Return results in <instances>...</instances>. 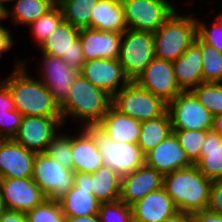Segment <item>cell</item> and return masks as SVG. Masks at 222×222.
I'll return each mask as SVG.
<instances>
[{
	"instance_id": "obj_51",
	"label": "cell",
	"mask_w": 222,
	"mask_h": 222,
	"mask_svg": "<svg viewBox=\"0 0 222 222\" xmlns=\"http://www.w3.org/2000/svg\"><path fill=\"white\" fill-rule=\"evenodd\" d=\"M5 20V7L0 4V21Z\"/></svg>"
},
{
	"instance_id": "obj_28",
	"label": "cell",
	"mask_w": 222,
	"mask_h": 222,
	"mask_svg": "<svg viewBox=\"0 0 222 222\" xmlns=\"http://www.w3.org/2000/svg\"><path fill=\"white\" fill-rule=\"evenodd\" d=\"M91 189L101 203L120 200L121 176L109 166L103 165L91 174Z\"/></svg>"
},
{
	"instance_id": "obj_13",
	"label": "cell",
	"mask_w": 222,
	"mask_h": 222,
	"mask_svg": "<svg viewBox=\"0 0 222 222\" xmlns=\"http://www.w3.org/2000/svg\"><path fill=\"white\" fill-rule=\"evenodd\" d=\"M63 125L62 117L23 116L13 140L35 153L46 152L51 140Z\"/></svg>"
},
{
	"instance_id": "obj_41",
	"label": "cell",
	"mask_w": 222,
	"mask_h": 222,
	"mask_svg": "<svg viewBox=\"0 0 222 222\" xmlns=\"http://www.w3.org/2000/svg\"><path fill=\"white\" fill-rule=\"evenodd\" d=\"M207 210L222 215V179L214 180L211 184Z\"/></svg>"
},
{
	"instance_id": "obj_1",
	"label": "cell",
	"mask_w": 222,
	"mask_h": 222,
	"mask_svg": "<svg viewBox=\"0 0 222 222\" xmlns=\"http://www.w3.org/2000/svg\"><path fill=\"white\" fill-rule=\"evenodd\" d=\"M26 62L19 61L2 82L9 88L16 110L23 116L62 117L60 106L40 80L29 76Z\"/></svg>"
},
{
	"instance_id": "obj_48",
	"label": "cell",
	"mask_w": 222,
	"mask_h": 222,
	"mask_svg": "<svg viewBox=\"0 0 222 222\" xmlns=\"http://www.w3.org/2000/svg\"><path fill=\"white\" fill-rule=\"evenodd\" d=\"M64 222H99L98 215L82 217H65Z\"/></svg>"
},
{
	"instance_id": "obj_14",
	"label": "cell",
	"mask_w": 222,
	"mask_h": 222,
	"mask_svg": "<svg viewBox=\"0 0 222 222\" xmlns=\"http://www.w3.org/2000/svg\"><path fill=\"white\" fill-rule=\"evenodd\" d=\"M0 190L7 210L26 213L47 199L32 177L2 178Z\"/></svg>"
},
{
	"instance_id": "obj_49",
	"label": "cell",
	"mask_w": 222,
	"mask_h": 222,
	"mask_svg": "<svg viewBox=\"0 0 222 222\" xmlns=\"http://www.w3.org/2000/svg\"><path fill=\"white\" fill-rule=\"evenodd\" d=\"M212 130L222 137V113L213 116Z\"/></svg>"
},
{
	"instance_id": "obj_50",
	"label": "cell",
	"mask_w": 222,
	"mask_h": 222,
	"mask_svg": "<svg viewBox=\"0 0 222 222\" xmlns=\"http://www.w3.org/2000/svg\"><path fill=\"white\" fill-rule=\"evenodd\" d=\"M6 207L0 190V216L5 212Z\"/></svg>"
},
{
	"instance_id": "obj_44",
	"label": "cell",
	"mask_w": 222,
	"mask_h": 222,
	"mask_svg": "<svg viewBox=\"0 0 222 222\" xmlns=\"http://www.w3.org/2000/svg\"><path fill=\"white\" fill-rule=\"evenodd\" d=\"M14 43L10 30L0 25V58L2 57V53L12 48Z\"/></svg>"
},
{
	"instance_id": "obj_19",
	"label": "cell",
	"mask_w": 222,
	"mask_h": 222,
	"mask_svg": "<svg viewBox=\"0 0 222 222\" xmlns=\"http://www.w3.org/2000/svg\"><path fill=\"white\" fill-rule=\"evenodd\" d=\"M145 164L163 175L194 165L173 132L145 154Z\"/></svg>"
},
{
	"instance_id": "obj_29",
	"label": "cell",
	"mask_w": 222,
	"mask_h": 222,
	"mask_svg": "<svg viewBox=\"0 0 222 222\" xmlns=\"http://www.w3.org/2000/svg\"><path fill=\"white\" fill-rule=\"evenodd\" d=\"M172 132L171 120L166 111L160 117L141 122V131L137 144L142 152L146 154L154 149Z\"/></svg>"
},
{
	"instance_id": "obj_22",
	"label": "cell",
	"mask_w": 222,
	"mask_h": 222,
	"mask_svg": "<svg viewBox=\"0 0 222 222\" xmlns=\"http://www.w3.org/2000/svg\"><path fill=\"white\" fill-rule=\"evenodd\" d=\"M172 63L176 80L183 91H190L204 83L200 37L197 35L195 41Z\"/></svg>"
},
{
	"instance_id": "obj_21",
	"label": "cell",
	"mask_w": 222,
	"mask_h": 222,
	"mask_svg": "<svg viewBox=\"0 0 222 222\" xmlns=\"http://www.w3.org/2000/svg\"><path fill=\"white\" fill-rule=\"evenodd\" d=\"M131 207L134 222H161L178 212L174 201L163 187L150 192Z\"/></svg>"
},
{
	"instance_id": "obj_6",
	"label": "cell",
	"mask_w": 222,
	"mask_h": 222,
	"mask_svg": "<svg viewBox=\"0 0 222 222\" xmlns=\"http://www.w3.org/2000/svg\"><path fill=\"white\" fill-rule=\"evenodd\" d=\"M111 105L140 122L160 117L167 111V103L134 81H130L112 97Z\"/></svg>"
},
{
	"instance_id": "obj_34",
	"label": "cell",
	"mask_w": 222,
	"mask_h": 222,
	"mask_svg": "<svg viewBox=\"0 0 222 222\" xmlns=\"http://www.w3.org/2000/svg\"><path fill=\"white\" fill-rule=\"evenodd\" d=\"M63 13L61 7L56 4L46 14L36 19L29 26H32V34L39 46L46 40V38L54 32L58 25L63 21Z\"/></svg>"
},
{
	"instance_id": "obj_46",
	"label": "cell",
	"mask_w": 222,
	"mask_h": 222,
	"mask_svg": "<svg viewBox=\"0 0 222 222\" xmlns=\"http://www.w3.org/2000/svg\"><path fill=\"white\" fill-rule=\"evenodd\" d=\"M74 185L80 189H91V174L89 173H75Z\"/></svg>"
},
{
	"instance_id": "obj_8",
	"label": "cell",
	"mask_w": 222,
	"mask_h": 222,
	"mask_svg": "<svg viewBox=\"0 0 222 222\" xmlns=\"http://www.w3.org/2000/svg\"><path fill=\"white\" fill-rule=\"evenodd\" d=\"M75 172L59 164L46 152L36 153L33 181L46 198L58 201L74 186Z\"/></svg>"
},
{
	"instance_id": "obj_20",
	"label": "cell",
	"mask_w": 222,
	"mask_h": 222,
	"mask_svg": "<svg viewBox=\"0 0 222 222\" xmlns=\"http://www.w3.org/2000/svg\"><path fill=\"white\" fill-rule=\"evenodd\" d=\"M122 34L93 28L80 29L79 39L85 61L99 58L116 59L120 53Z\"/></svg>"
},
{
	"instance_id": "obj_42",
	"label": "cell",
	"mask_w": 222,
	"mask_h": 222,
	"mask_svg": "<svg viewBox=\"0 0 222 222\" xmlns=\"http://www.w3.org/2000/svg\"><path fill=\"white\" fill-rule=\"evenodd\" d=\"M11 110H16L13 97L9 88L0 81V115L8 114Z\"/></svg>"
},
{
	"instance_id": "obj_18",
	"label": "cell",
	"mask_w": 222,
	"mask_h": 222,
	"mask_svg": "<svg viewBox=\"0 0 222 222\" xmlns=\"http://www.w3.org/2000/svg\"><path fill=\"white\" fill-rule=\"evenodd\" d=\"M36 153L13 139H0V177L30 178Z\"/></svg>"
},
{
	"instance_id": "obj_47",
	"label": "cell",
	"mask_w": 222,
	"mask_h": 222,
	"mask_svg": "<svg viewBox=\"0 0 222 222\" xmlns=\"http://www.w3.org/2000/svg\"><path fill=\"white\" fill-rule=\"evenodd\" d=\"M161 222H191V214L178 211L172 216L162 220Z\"/></svg>"
},
{
	"instance_id": "obj_23",
	"label": "cell",
	"mask_w": 222,
	"mask_h": 222,
	"mask_svg": "<svg viewBox=\"0 0 222 222\" xmlns=\"http://www.w3.org/2000/svg\"><path fill=\"white\" fill-rule=\"evenodd\" d=\"M112 141L137 144L141 122L117 111L112 105L96 125Z\"/></svg>"
},
{
	"instance_id": "obj_17",
	"label": "cell",
	"mask_w": 222,
	"mask_h": 222,
	"mask_svg": "<svg viewBox=\"0 0 222 222\" xmlns=\"http://www.w3.org/2000/svg\"><path fill=\"white\" fill-rule=\"evenodd\" d=\"M163 177L161 172L146 164L132 173L121 176L120 201L132 206L150 192L162 188Z\"/></svg>"
},
{
	"instance_id": "obj_5",
	"label": "cell",
	"mask_w": 222,
	"mask_h": 222,
	"mask_svg": "<svg viewBox=\"0 0 222 222\" xmlns=\"http://www.w3.org/2000/svg\"><path fill=\"white\" fill-rule=\"evenodd\" d=\"M84 128L94 139L102 154L103 163L120 176L134 172L145 164V154L138 144L116 142L109 139L97 126Z\"/></svg>"
},
{
	"instance_id": "obj_25",
	"label": "cell",
	"mask_w": 222,
	"mask_h": 222,
	"mask_svg": "<svg viewBox=\"0 0 222 222\" xmlns=\"http://www.w3.org/2000/svg\"><path fill=\"white\" fill-rule=\"evenodd\" d=\"M90 12V28L120 34L128 29L121 0H97Z\"/></svg>"
},
{
	"instance_id": "obj_3",
	"label": "cell",
	"mask_w": 222,
	"mask_h": 222,
	"mask_svg": "<svg viewBox=\"0 0 222 222\" xmlns=\"http://www.w3.org/2000/svg\"><path fill=\"white\" fill-rule=\"evenodd\" d=\"M112 97L94 86L81 74L70 86L66 100L60 105L63 124L67 117L80 119L85 126H96L111 107Z\"/></svg>"
},
{
	"instance_id": "obj_11",
	"label": "cell",
	"mask_w": 222,
	"mask_h": 222,
	"mask_svg": "<svg viewBox=\"0 0 222 222\" xmlns=\"http://www.w3.org/2000/svg\"><path fill=\"white\" fill-rule=\"evenodd\" d=\"M80 29L62 21L39 46L42 54L64 59L76 71H81L85 57L79 39Z\"/></svg>"
},
{
	"instance_id": "obj_40",
	"label": "cell",
	"mask_w": 222,
	"mask_h": 222,
	"mask_svg": "<svg viewBox=\"0 0 222 222\" xmlns=\"http://www.w3.org/2000/svg\"><path fill=\"white\" fill-rule=\"evenodd\" d=\"M23 115L18 110L0 115V139H13L22 123Z\"/></svg>"
},
{
	"instance_id": "obj_37",
	"label": "cell",
	"mask_w": 222,
	"mask_h": 222,
	"mask_svg": "<svg viewBox=\"0 0 222 222\" xmlns=\"http://www.w3.org/2000/svg\"><path fill=\"white\" fill-rule=\"evenodd\" d=\"M46 153L62 166L73 170L70 135L57 134L49 143Z\"/></svg>"
},
{
	"instance_id": "obj_12",
	"label": "cell",
	"mask_w": 222,
	"mask_h": 222,
	"mask_svg": "<svg viewBox=\"0 0 222 222\" xmlns=\"http://www.w3.org/2000/svg\"><path fill=\"white\" fill-rule=\"evenodd\" d=\"M134 82L165 103L183 91L176 80L173 63L157 57L152 59Z\"/></svg>"
},
{
	"instance_id": "obj_35",
	"label": "cell",
	"mask_w": 222,
	"mask_h": 222,
	"mask_svg": "<svg viewBox=\"0 0 222 222\" xmlns=\"http://www.w3.org/2000/svg\"><path fill=\"white\" fill-rule=\"evenodd\" d=\"M208 130H173L187 157L195 164L200 159L202 143Z\"/></svg>"
},
{
	"instance_id": "obj_2",
	"label": "cell",
	"mask_w": 222,
	"mask_h": 222,
	"mask_svg": "<svg viewBox=\"0 0 222 222\" xmlns=\"http://www.w3.org/2000/svg\"><path fill=\"white\" fill-rule=\"evenodd\" d=\"M212 182L194 164L164 174L163 188L178 211L192 214L207 209Z\"/></svg>"
},
{
	"instance_id": "obj_30",
	"label": "cell",
	"mask_w": 222,
	"mask_h": 222,
	"mask_svg": "<svg viewBox=\"0 0 222 222\" xmlns=\"http://www.w3.org/2000/svg\"><path fill=\"white\" fill-rule=\"evenodd\" d=\"M15 1L10 11L5 7V19L12 15L11 19L15 23L30 25L36 19L46 14L56 4L57 0H10ZM12 12V13H11Z\"/></svg>"
},
{
	"instance_id": "obj_38",
	"label": "cell",
	"mask_w": 222,
	"mask_h": 222,
	"mask_svg": "<svg viewBox=\"0 0 222 222\" xmlns=\"http://www.w3.org/2000/svg\"><path fill=\"white\" fill-rule=\"evenodd\" d=\"M99 222H134L132 207L117 200L100 204Z\"/></svg>"
},
{
	"instance_id": "obj_27",
	"label": "cell",
	"mask_w": 222,
	"mask_h": 222,
	"mask_svg": "<svg viewBox=\"0 0 222 222\" xmlns=\"http://www.w3.org/2000/svg\"><path fill=\"white\" fill-rule=\"evenodd\" d=\"M64 217L97 215L101 202L92 193L75 185L59 200Z\"/></svg>"
},
{
	"instance_id": "obj_43",
	"label": "cell",
	"mask_w": 222,
	"mask_h": 222,
	"mask_svg": "<svg viewBox=\"0 0 222 222\" xmlns=\"http://www.w3.org/2000/svg\"><path fill=\"white\" fill-rule=\"evenodd\" d=\"M191 222H222V215L209 210H201L191 214Z\"/></svg>"
},
{
	"instance_id": "obj_32",
	"label": "cell",
	"mask_w": 222,
	"mask_h": 222,
	"mask_svg": "<svg viewBox=\"0 0 222 222\" xmlns=\"http://www.w3.org/2000/svg\"><path fill=\"white\" fill-rule=\"evenodd\" d=\"M204 82H222V53L200 38Z\"/></svg>"
},
{
	"instance_id": "obj_52",
	"label": "cell",
	"mask_w": 222,
	"mask_h": 222,
	"mask_svg": "<svg viewBox=\"0 0 222 222\" xmlns=\"http://www.w3.org/2000/svg\"><path fill=\"white\" fill-rule=\"evenodd\" d=\"M7 2H10V0H0V4L3 5L4 7H6V6L4 5V3L7 4Z\"/></svg>"
},
{
	"instance_id": "obj_36",
	"label": "cell",
	"mask_w": 222,
	"mask_h": 222,
	"mask_svg": "<svg viewBox=\"0 0 222 222\" xmlns=\"http://www.w3.org/2000/svg\"><path fill=\"white\" fill-rule=\"evenodd\" d=\"M27 222H64L65 217L59 201L44 200L34 209L26 212Z\"/></svg>"
},
{
	"instance_id": "obj_31",
	"label": "cell",
	"mask_w": 222,
	"mask_h": 222,
	"mask_svg": "<svg viewBox=\"0 0 222 222\" xmlns=\"http://www.w3.org/2000/svg\"><path fill=\"white\" fill-rule=\"evenodd\" d=\"M96 3L97 0H57L64 21L78 29L90 28V9Z\"/></svg>"
},
{
	"instance_id": "obj_26",
	"label": "cell",
	"mask_w": 222,
	"mask_h": 222,
	"mask_svg": "<svg viewBox=\"0 0 222 222\" xmlns=\"http://www.w3.org/2000/svg\"><path fill=\"white\" fill-rule=\"evenodd\" d=\"M198 170L208 179H222V137L208 130L202 143L200 159L195 163Z\"/></svg>"
},
{
	"instance_id": "obj_39",
	"label": "cell",
	"mask_w": 222,
	"mask_h": 222,
	"mask_svg": "<svg viewBox=\"0 0 222 222\" xmlns=\"http://www.w3.org/2000/svg\"><path fill=\"white\" fill-rule=\"evenodd\" d=\"M197 35L207 44L222 53V14L216 18L211 29L197 19Z\"/></svg>"
},
{
	"instance_id": "obj_45",
	"label": "cell",
	"mask_w": 222,
	"mask_h": 222,
	"mask_svg": "<svg viewBox=\"0 0 222 222\" xmlns=\"http://www.w3.org/2000/svg\"><path fill=\"white\" fill-rule=\"evenodd\" d=\"M0 222H27V216L25 212L6 209L0 216Z\"/></svg>"
},
{
	"instance_id": "obj_33",
	"label": "cell",
	"mask_w": 222,
	"mask_h": 222,
	"mask_svg": "<svg viewBox=\"0 0 222 222\" xmlns=\"http://www.w3.org/2000/svg\"><path fill=\"white\" fill-rule=\"evenodd\" d=\"M191 91L213 116L222 113V83L204 82Z\"/></svg>"
},
{
	"instance_id": "obj_15",
	"label": "cell",
	"mask_w": 222,
	"mask_h": 222,
	"mask_svg": "<svg viewBox=\"0 0 222 222\" xmlns=\"http://www.w3.org/2000/svg\"><path fill=\"white\" fill-rule=\"evenodd\" d=\"M80 74L111 97L130 82L118 58H99L85 61ZM119 85L121 86L119 87Z\"/></svg>"
},
{
	"instance_id": "obj_9",
	"label": "cell",
	"mask_w": 222,
	"mask_h": 222,
	"mask_svg": "<svg viewBox=\"0 0 222 222\" xmlns=\"http://www.w3.org/2000/svg\"><path fill=\"white\" fill-rule=\"evenodd\" d=\"M172 130H212L213 115L194 93L182 91L167 103Z\"/></svg>"
},
{
	"instance_id": "obj_7",
	"label": "cell",
	"mask_w": 222,
	"mask_h": 222,
	"mask_svg": "<svg viewBox=\"0 0 222 222\" xmlns=\"http://www.w3.org/2000/svg\"><path fill=\"white\" fill-rule=\"evenodd\" d=\"M154 57V33L127 29L122 34L118 61L130 81H135Z\"/></svg>"
},
{
	"instance_id": "obj_10",
	"label": "cell",
	"mask_w": 222,
	"mask_h": 222,
	"mask_svg": "<svg viewBox=\"0 0 222 222\" xmlns=\"http://www.w3.org/2000/svg\"><path fill=\"white\" fill-rule=\"evenodd\" d=\"M128 29L155 33L175 11L167 0H121Z\"/></svg>"
},
{
	"instance_id": "obj_24",
	"label": "cell",
	"mask_w": 222,
	"mask_h": 222,
	"mask_svg": "<svg viewBox=\"0 0 222 222\" xmlns=\"http://www.w3.org/2000/svg\"><path fill=\"white\" fill-rule=\"evenodd\" d=\"M82 130L78 136H71L73 171L92 174L104 165L103 158L93 137L84 128Z\"/></svg>"
},
{
	"instance_id": "obj_4",
	"label": "cell",
	"mask_w": 222,
	"mask_h": 222,
	"mask_svg": "<svg viewBox=\"0 0 222 222\" xmlns=\"http://www.w3.org/2000/svg\"><path fill=\"white\" fill-rule=\"evenodd\" d=\"M175 10L154 33V56L176 61L197 37V18Z\"/></svg>"
},
{
	"instance_id": "obj_16",
	"label": "cell",
	"mask_w": 222,
	"mask_h": 222,
	"mask_svg": "<svg viewBox=\"0 0 222 222\" xmlns=\"http://www.w3.org/2000/svg\"><path fill=\"white\" fill-rule=\"evenodd\" d=\"M41 82L51 92L53 99L60 106L69 94L70 86L80 74L79 71L71 68L68 63L59 57L42 54Z\"/></svg>"
}]
</instances>
